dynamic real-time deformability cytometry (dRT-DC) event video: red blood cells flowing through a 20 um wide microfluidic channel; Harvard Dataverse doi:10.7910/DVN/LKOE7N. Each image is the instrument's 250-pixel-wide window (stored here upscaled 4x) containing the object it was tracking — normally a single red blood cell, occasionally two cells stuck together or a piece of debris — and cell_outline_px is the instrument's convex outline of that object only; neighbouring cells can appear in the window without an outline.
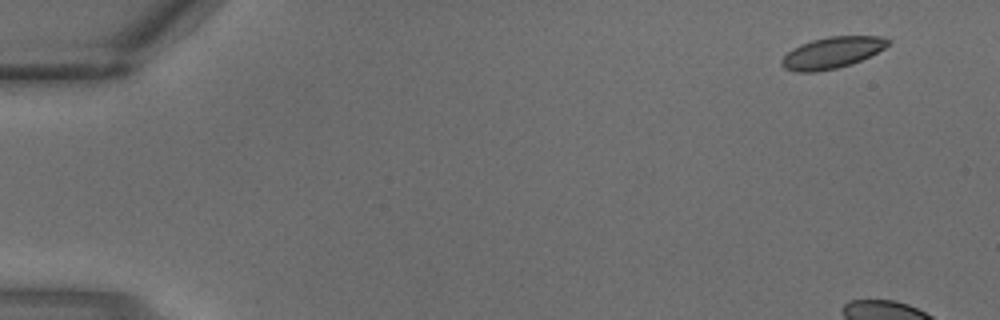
{"species": "common noctule bat (a hibernating species)", "species_latin": "Nyctalus noctula", "temperature_condition": "warm", "stored_images_in_passage": 2, "camera_frame_rate_fps": 3000, "um_per_image_px": 0.085, "animal": {"sex": "male", "body_mass_g": 18.8}, "frame": {"image": 1, "passage_image": 1, "time_ms": 0.0, "image_size_px": [1000, 320], "cell_outline_px": [[892, 40], [884, 48], [852, 64], [836, 68], [816, 72], [796, 72], [784, 68], [780, 64], [780, 60], [792, 48], [800, 44], [812, 40], [828, 36], [884, 36]], "centroid_in_image_um": [70.7, 4.47], "position_along_channel_um": 14.3, "area_um2": 19.48}}